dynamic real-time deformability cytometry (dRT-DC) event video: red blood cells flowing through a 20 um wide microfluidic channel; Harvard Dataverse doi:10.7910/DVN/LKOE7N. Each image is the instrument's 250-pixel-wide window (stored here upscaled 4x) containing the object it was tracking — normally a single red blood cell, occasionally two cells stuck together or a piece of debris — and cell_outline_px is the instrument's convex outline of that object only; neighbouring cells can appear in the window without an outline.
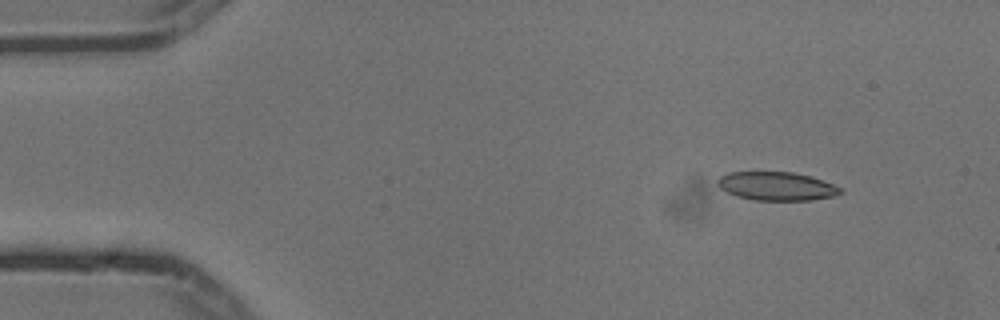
{"species": "common noctule bat (a hibernating species)", "species_latin": "Nyctalus noctula", "temperature_condition": "cold", "stored_images_in_passage": 4, "camera_frame_rate_fps": 3000, "um_per_image_px": 0.085, "animal": {"sex": "male", "body_mass_g": 13.3}, "frame": {"image": 1, "passage_image": 2, "time_ms": 0.333, "image_size_px": [1000, 320], "cell_outline_px": [[844, 192], [832, 196], [812, 200], [752, 200], [736, 196], [720, 188], [716, 184], [716, 180], [720, 176], [728, 172], [792, 172], [812, 176], [844, 188]], "centroid_in_image_um": [66.02, 15.82], "position_along_channel_um": 19.0, "area_um2": 20.63}}
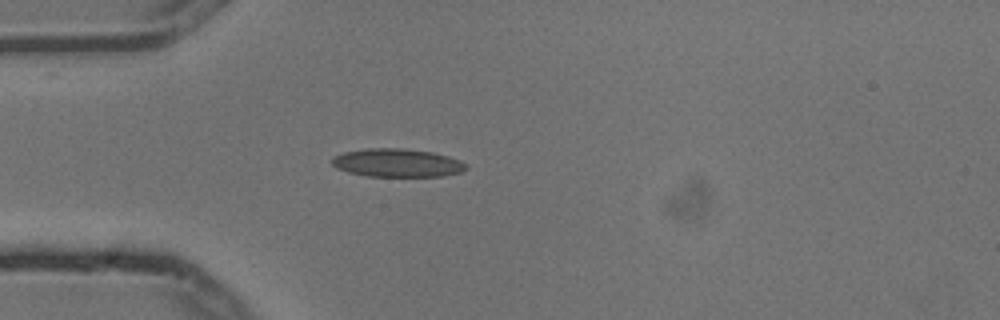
{"frame": {"image": 2, "passage_image": 4, "time_ms": 1.0, "image_size_px": [1000, 320], "cell_outline_px": [[468, 168], [460, 172], [444, 176], [368, 176], [348, 172], [336, 168], [332, 164], [332, 156], [344, 152], [368, 148], [400, 148], [432, 152], [448, 156], [460, 160]], "centroid_in_image_um": [33.74, 13.84], "position_along_channel_um": 51.3, "area_um2": 22.02}}